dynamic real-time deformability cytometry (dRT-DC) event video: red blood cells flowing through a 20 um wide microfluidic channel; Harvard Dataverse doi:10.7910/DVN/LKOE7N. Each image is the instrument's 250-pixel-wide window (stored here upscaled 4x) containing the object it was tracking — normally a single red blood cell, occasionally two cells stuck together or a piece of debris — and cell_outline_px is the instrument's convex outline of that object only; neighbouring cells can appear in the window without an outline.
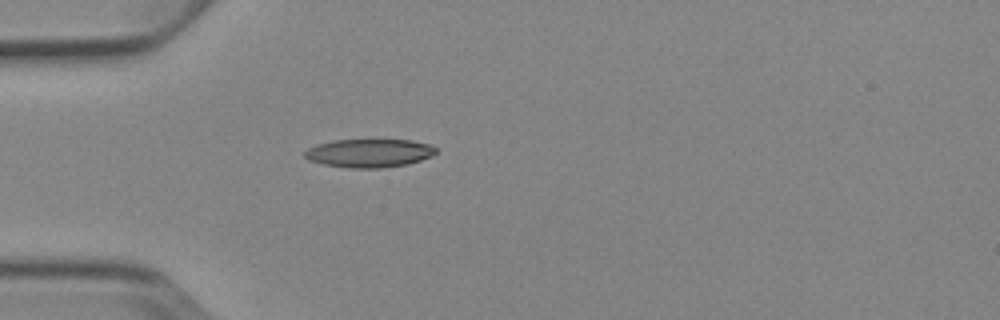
{"species": "Egyptian fruit bat (a non-hibernating species)", "species_latin": "Rousettus aegyptiacus", "temperature_condition": "cold", "stored_images_in_passage": 1, "camera_frame_rate_fps": 3000, "um_per_image_px": 0.085, "animal": {"sex": "female"}, "frame": {"image": 1, "passage_image": 1, "time_ms": 0.0, "image_size_px": [1000, 320], "cell_outline_px": [[436, 152], [432, 156], [408, 164], [380, 168], [348, 168], [324, 164], [308, 160], [304, 156], [304, 152], [308, 148], [316, 144], [332, 140], [412, 140], [432, 144], [436, 148]], "centroid_in_image_um": [31.38, 13.01], "position_along_channel_um": 53.6, "area_um2": 21.85}}